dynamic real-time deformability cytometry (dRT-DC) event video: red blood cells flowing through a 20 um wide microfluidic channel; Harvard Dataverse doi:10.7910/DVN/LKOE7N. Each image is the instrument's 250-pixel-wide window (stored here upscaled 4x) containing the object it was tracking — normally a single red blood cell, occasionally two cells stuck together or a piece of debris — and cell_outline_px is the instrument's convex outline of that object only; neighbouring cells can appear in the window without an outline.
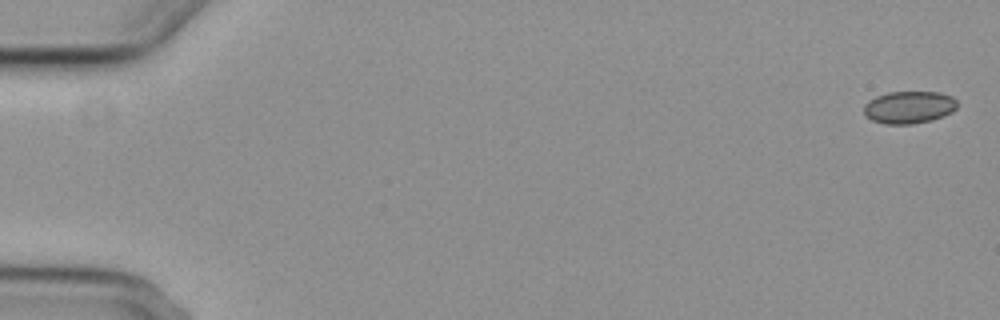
{"species": "common noctule bat (a hibernating species)", "species_latin": "Nyctalus noctula", "temperature_condition": "cold", "stored_images_in_passage": 8, "camera_frame_rate_fps": 3000, "um_per_image_px": 0.085, "animal": {"sex": "female", "body_mass_g": 29.2, "forearm_length_mm": 56.3}, "frame": {"image": 1, "passage_image": 1, "time_ms": 0.0, "image_size_px": [1000, 320], "cell_outline_px": [[956, 108], [952, 112], [944, 116], [932, 120], [912, 124], [884, 124], [872, 120], [864, 116], [864, 104], [868, 100], [876, 96], [888, 92], [940, 92], [952, 96], [956, 100]], "centroid_in_image_um": [77.25, 9.12], "position_along_channel_um": 7.8, "area_um2": 17.8}}
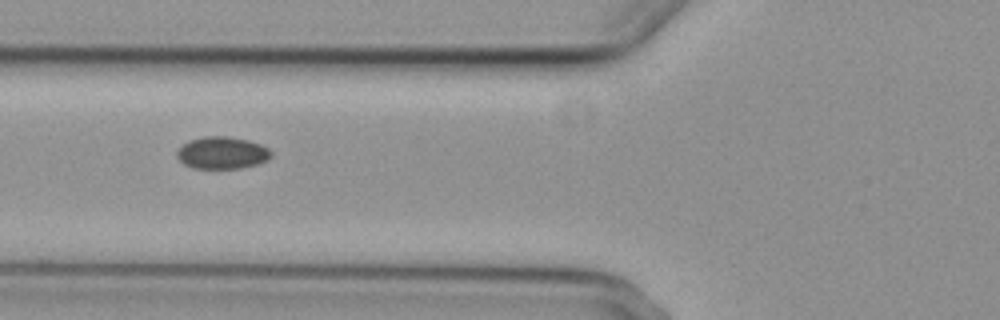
{"frame": {"image": 2, "passage_image": 7, "time_ms": 7.0, "image_size_px": [1000, 320], "cell_outline_px": [[272, 156], [268, 160], [256, 164], [240, 168], [192, 168], [184, 164], [176, 156], [176, 152], [188, 140], [204, 136], [228, 136], [248, 140], [260, 144], [268, 148], [272, 152]], "centroid_in_image_um": [18.88, 12.98], "position_along_channel_um": 106.9, "area_um2": 17.69}}
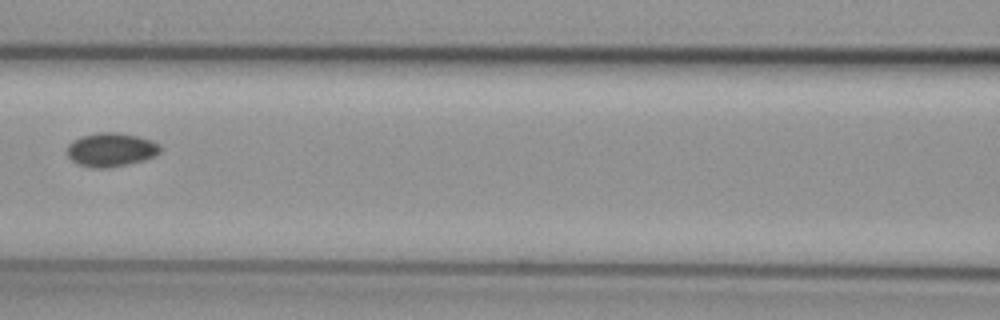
{"frame": {"image": 3, "passage_image": 8, "time_ms": 8.333, "image_size_px": [1000, 320], "cell_outline_px": [[160, 152], [144, 160], [128, 164], [108, 168], [92, 168], [76, 164], [68, 156], [68, 144], [72, 140], [80, 136], [96, 132], [120, 132], [152, 140], [160, 144]], "centroid_in_image_um": [9.41, 12.72], "position_along_channel_um": 157.2, "area_um2": 18.5}}